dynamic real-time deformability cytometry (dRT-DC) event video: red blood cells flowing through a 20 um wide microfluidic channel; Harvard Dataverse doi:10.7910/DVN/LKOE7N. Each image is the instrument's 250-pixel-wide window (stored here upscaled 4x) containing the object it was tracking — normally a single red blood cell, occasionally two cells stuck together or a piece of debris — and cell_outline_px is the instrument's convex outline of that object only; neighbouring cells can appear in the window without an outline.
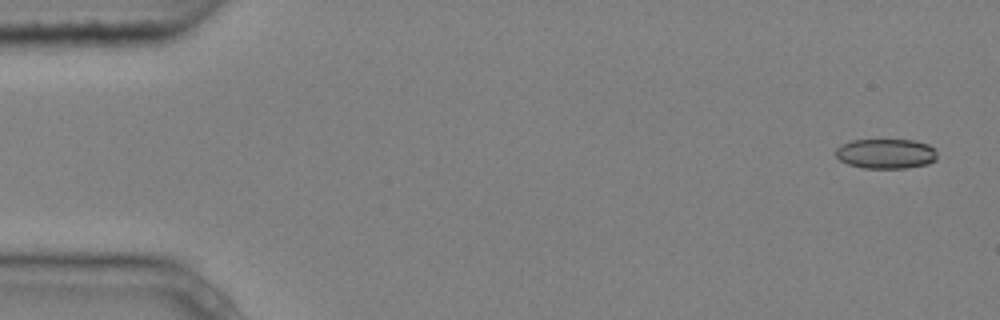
{"species": "common noctule bat (a hibernating species)", "species_latin": "Nyctalus noctula", "temperature_condition": "cold", "stored_images_in_passage": 4, "camera_frame_rate_fps": 3000, "um_per_image_px": 0.085, "animal": {"sex": "male", "body_mass_g": 20.4}, "frame": {"image": 1, "passage_image": 1, "time_ms": 0.0, "image_size_px": [1000, 320], "cell_outline_px": [[936, 160], [928, 164], [908, 168], [864, 168], [848, 164], [840, 160], [836, 156], [836, 148], [840, 144], [852, 140], [912, 140], [928, 144], [936, 148]], "centroid_in_image_um": [75.31, 13.06], "position_along_channel_um": 9.7, "area_um2": 17.8}}
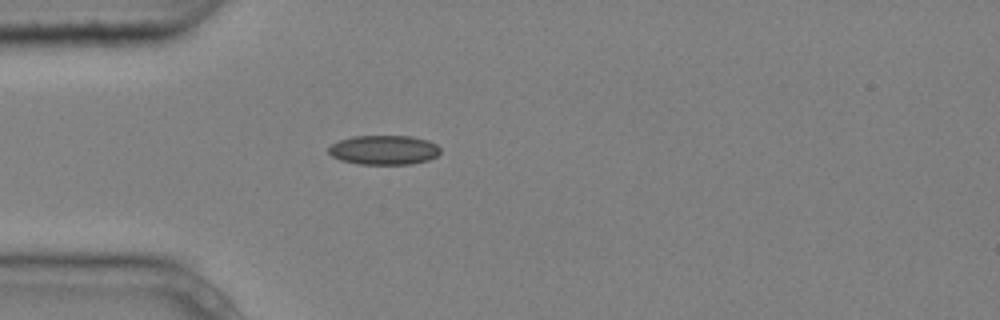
{"frame": {"image": 2, "passage_image": 4, "time_ms": 1.0, "image_size_px": [1000, 320], "cell_outline_px": [[440, 152], [436, 156], [428, 160], [412, 164], [356, 164], [340, 160], [332, 156], [328, 152], [328, 148], [332, 144], [340, 140], [352, 136], [412, 136], [428, 140], [436, 144], [440, 148]], "centroid_in_image_um": [32.63, 12.75], "position_along_channel_um": 52.4, "area_um2": 19.25}}